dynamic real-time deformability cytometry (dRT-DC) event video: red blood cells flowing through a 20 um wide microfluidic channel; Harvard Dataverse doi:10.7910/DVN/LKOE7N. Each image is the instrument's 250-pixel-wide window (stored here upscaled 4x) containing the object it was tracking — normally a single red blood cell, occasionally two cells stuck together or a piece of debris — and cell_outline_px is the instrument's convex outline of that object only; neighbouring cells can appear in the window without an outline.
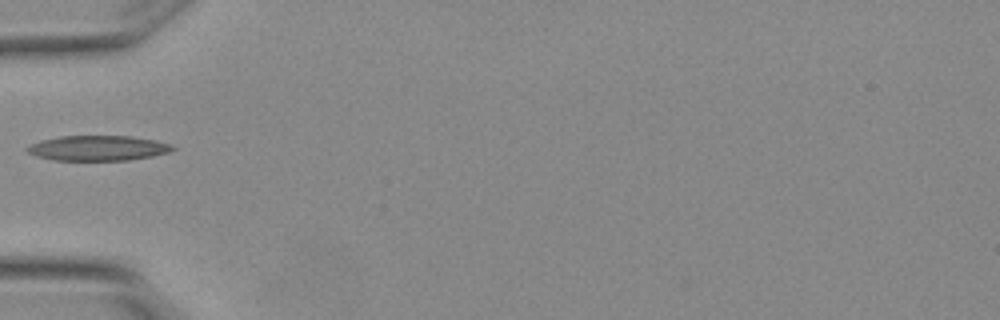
{"species": "Egyptian fruit bat (a non-hibernating species)", "species_latin": "Rousettus aegyptiacus", "temperature_condition": "warm", "stored_images_in_passage": 2, "camera_frame_rate_fps": 3000, "um_per_image_px": 0.085, "animal": {"sex": "female"}, "frame": {"image": 1, "passage_image": 1, "time_ms": 0.0, "image_size_px": [1000, 320], "cell_outline_px": [[176, 148], [168, 152], [152, 156], [128, 160], [52, 160], [36, 156], [24, 152], [24, 148], [28, 144], [40, 140], [60, 136], [132, 136], [156, 140], [168, 144]], "centroid_in_image_um": [8.23, 12.58], "position_along_channel_um": 76.8, "area_um2": 21.44}}
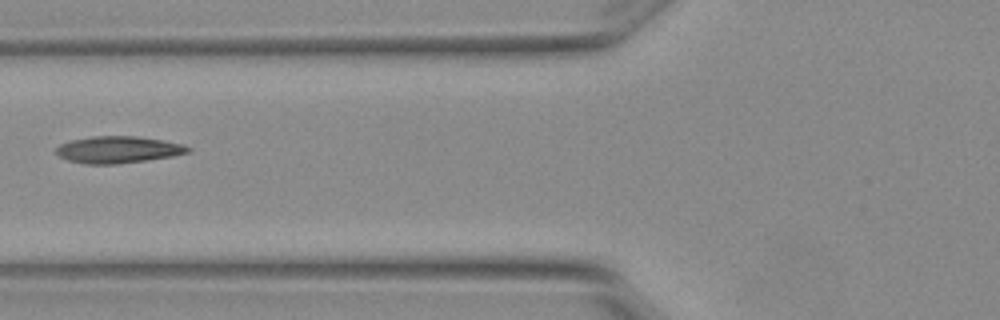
{"frame": {"image": 2, "passage_image": 2, "time_ms": 0.333, "image_size_px": [1000, 320], "cell_outline_px": [[192, 148], [188, 152], [172, 156], [116, 164], [84, 164], [68, 160], [60, 156], [56, 152], [56, 148], [60, 144], [72, 140], [92, 136], [136, 136], [164, 140], [184, 144]], "centroid_in_image_um": [10.05, 12.71], "position_along_channel_um": 115.8, "area_um2": 20.52}}